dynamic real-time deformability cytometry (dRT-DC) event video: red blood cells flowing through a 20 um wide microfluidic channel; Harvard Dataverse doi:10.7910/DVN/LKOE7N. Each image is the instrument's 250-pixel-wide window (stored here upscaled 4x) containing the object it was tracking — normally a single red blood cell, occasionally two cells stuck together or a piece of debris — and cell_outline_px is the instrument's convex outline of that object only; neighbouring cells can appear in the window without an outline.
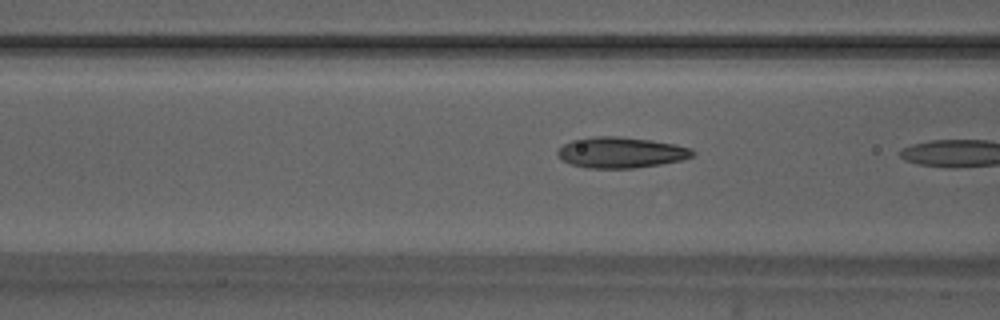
{"species": "Egyptian fruit bat (a non-hibernating species)", "species_latin": "Rousettus aegyptiacus", "temperature_condition": "warm", "stored_images_in_passage": 10, "camera_frame_rate_fps": 3000, "um_per_image_px": 0.085, "animal": {"sex": "male"}, "frame": {"image": 1, "passage_image": 9, "time_ms": 2.667, "image_size_px": [1000, 320], "cell_outline_px": [[696, 152], [692, 156], [680, 160], [660, 164], [632, 168], [584, 168], [560, 160], [556, 152], [564, 144], [572, 140], [596, 136], [616, 136], [652, 140], [676, 144], [692, 148]], "centroid_in_image_um": [52.77, 12.96], "position_along_channel_um": 113.8, "area_um2": 24.28}}